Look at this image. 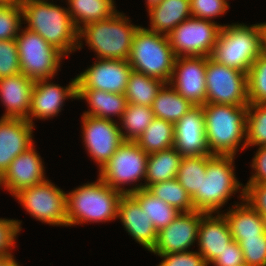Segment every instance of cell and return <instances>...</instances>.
Masks as SVG:
<instances>
[{"label": "cell", "mask_w": 266, "mask_h": 266, "mask_svg": "<svg viewBox=\"0 0 266 266\" xmlns=\"http://www.w3.org/2000/svg\"><path fill=\"white\" fill-rule=\"evenodd\" d=\"M26 29L38 33L66 57L78 50V30L68 8L50 1L21 0ZM26 22V23H25Z\"/></svg>", "instance_id": "1"}, {"label": "cell", "mask_w": 266, "mask_h": 266, "mask_svg": "<svg viewBox=\"0 0 266 266\" xmlns=\"http://www.w3.org/2000/svg\"><path fill=\"white\" fill-rule=\"evenodd\" d=\"M202 108L210 154L235 156L239 149L243 151L247 148L246 116L248 106L205 103Z\"/></svg>", "instance_id": "2"}, {"label": "cell", "mask_w": 266, "mask_h": 266, "mask_svg": "<svg viewBox=\"0 0 266 266\" xmlns=\"http://www.w3.org/2000/svg\"><path fill=\"white\" fill-rule=\"evenodd\" d=\"M122 193L108 186L99 176L66 193L67 227L117 219Z\"/></svg>", "instance_id": "3"}, {"label": "cell", "mask_w": 266, "mask_h": 266, "mask_svg": "<svg viewBox=\"0 0 266 266\" xmlns=\"http://www.w3.org/2000/svg\"><path fill=\"white\" fill-rule=\"evenodd\" d=\"M140 26L131 23L129 17L117 11L111 17L92 22L78 32V50L85 40L88 49L96 53L97 59H119L128 61L134 35ZM82 38V39H81Z\"/></svg>", "instance_id": "4"}, {"label": "cell", "mask_w": 266, "mask_h": 266, "mask_svg": "<svg viewBox=\"0 0 266 266\" xmlns=\"http://www.w3.org/2000/svg\"><path fill=\"white\" fill-rule=\"evenodd\" d=\"M223 25L210 57L229 68L248 73L262 53L261 23Z\"/></svg>", "instance_id": "5"}, {"label": "cell", "mask_w": 266, "mask_h": 266, "mask_svg": "<svg viewBox=\"0 0 266 266\" xmlns=\"http://www.w3.org/2000/svg\"><path fill=\"white\" fill-rule=\"evenodd\" d=\"M233 155H213L206 164L202 177L201 193L192 201L195 210L204 213H220L225 203L236 192L244 200V185L236 177ZM240 187L241 190H240Z\"/></svg>", "instance_id": "6"}, {"label": "cell", "mask_w": 266, "mask_h": 266, "mask_svg": "<svg viewBox=\"0 0 266 266\" xmlns=\"http://www.w3.org/2000/svg\"><path fill=\"white\" fill-rule=\"evenodd\" d=\"M175 59L167 35L149 31L142 26L137 29L128 59L133 71L168 83Z\"/></svg>", "instance_id": "7"}, {"label": "cell", "mask_w": 266, "mask_h": 266, "mask_svg": "<svg viewBox=\"0 0 266 266\" xmlns=\"http://www.w3.org/2000/svg\"><path fill=\"white\" fill-rule=\"evenodd\" d=\"M148 155L135 141H123L108 162L98 171V176L108 186L123 195L136 192L143 189V183L140 181L145 182ZM129 184H132V187L125 189L124 185Z\"/></svg>", "instance_id": "8"}, {"label": "cell", "mask_w": 266, "mask_h": 266, "mask_svg": "<svg viewBox=\"0 0 266 266\" xmlns=\"http://www.w3.org/2000/svg\"><path fill=\"white\" fill-rule=\"evenodd\" d=\"M23 28L16 37L21 73L34 81L53 79L65 55L38 33Z\"/></svg>", "instance_id": "9"}, {"label": "cell", "mask_w": 266, "mask_h": 266, "mask_svg": "<svg viewBox=\"0 0 266 266\" xmlns=\"http://www.w3.org/2000/svg\"><path fill=\"white\" fill-rule=\"evenodd\" d=\"M13 197L34 219L53 226H67L66 193L49 179L24 188Z\"/></svg>", "instance_id": "10"}, {"label": "cell", "mask_w": 266, "mask_h": 266, "mask_svg": "<svg viewBox=\"0 0 266 266\" xmlns=\"http://www.w3.org/2000/svg\"><path fill=\"white\" fill-rule=\"evenodd\" d=\"M222 26L215 21L191 16L177 25L167 37L176 57H210Z\"/></svg>", "instance_id": "11"}, {"label": "cell", "mask_w": 266, "mask_h": 266, "mask_svg": "<svg viewBox=\"0 0 266 266\" xmlns=\"http://www.w3.org/2000/svg\"><path fill=\"white\" fill-rule=\"evenodd\" d=\"M206 103L248 106L247 73L209 57L206 60Z\"/></svg>", "instance_id": "12"}, {"label": "cell", "mask_w": 266, "mask_h": 266, "mask_svg": "<svg viewBox=\"0 0 266 266\" xmlns=\"http://www.w3.org/2000/svg\"><path fill=\"white\" fill-rule=\"evenodd\" d=\"M81 116V133L85 149L100 170L124 141L119 124L116 120L84 114Z\"/></svg>", "instance_id": "13"}, {"label": "cell", "mask_w": 266, "mask_h": 266, "mask_svg": "<svg viewBox=\"0 0 266 266\" xmlns=\"http://www.w3.org/2000/svg\"><path fill=\"white\" fill-rule=\"evenodd\" d=\"M90 67L78 74L77 89H97L124 94L132 67L125 60L96 59Z\"/></svg>", "instance_id": "14"}, {"label": "cell", "mask_w": 266, "mask_h": 266, "mask_svg": "<svg viewBox=\"0 0 266 266\" xmlns=\"http://www.w3.org/2000/svg\"><path fill=\"white\" fill-rule=\"evenodd\" d=\"M205 56L176 57L169 84L195 106L206 103Z\"/></svg>", "instance_id": "15"}, {"label": "cell", "mask_w": 266, "mask_h": 266, "mask_svg": "<svg viewBox=\"0 0 266 266\" xmlns=\"http://www.w3.org/2000/svg\"><path fill=\"white\" fill-rule=\"evenodd\" d=\"M204 212H180L167 227L157 232V242L151 253L168 254L190 251L197 242L200 220Z\"/></svg>", "instance_id": "16"}, {"label": "cell", "mask_w": 266, "mask_h": 266, "mask_svg": "<svg viewBox=\"0 0 266 266\" xmlns=\"http://www.w3.org/2000/svg\"><path fill=\"white\" fill-rule=\"evenodd\" d=\"M77 99V77L71 79L66 87L53 83L49 79L37 80L32 91L31 106L27 121L34 125L33 120H48L57 117L66 99ZM35 118V119H34Z\"/></svg>", "instance_id": "17"}, {"label": "cell", "mask_w": 266, "mask_h": 266, "mask_svg": "<svg viewBox=\"0 0 266 266\" xmlns=\"http://www.w3.org/2000/svg\"><path fill=\"white\" fill-rule=\"evenodd\" d=\"M33 145L27 151L15 157L8 170L0 178V187H4L12 196L20 190L46 181L44 163Z\"/></svg>", "instance_id": "18"}, {"label": "cell", "mask_w": 266, "mask_h": 266, "mask_svg": "<svg viewBox=\"0 0 266 266\" xmlns=\"http://www.w3.org/2000/svg\"><path fill=\"white\" fill-rule=\"evenodd\" d=\"M174 148L184 156L211 155L202 106H195L174 124Z\"/></svg>", "instance_id": "19"}, {"label": "cell", "mask_w": 266, "mask_h": 266, "mask_svg": "<svg viewBox=\"0 0 266 266\" xmlns=\"http://www.w3.org/2000/svg\"><path fill=\"white\" fill-rule=\"evenodd\" d=\"M34 127L25 119L0 118V178L15 157L35 145Z\"/></svg>", "instance_id": "20"}, {"label": "cell", "mask_w": 266, "mask_h": 266, "mask_svg": "<svg viewBox=\"0 0 266 266\" xmlns=\"http://www.w3.org/2000/svg\"><path fill=\"white\" fill-rule=\"evenodd\" d=\"M117 219L135 242L151 252L157 242V231L150 217L130 195L124 194L118 205Z\"/></svg>", "instance_id": "21"}, {"label": "cell", "mask_w": 266, "mask_h": 266, "mask_svg": "<svg viewBox=\"0 0 266 266\" xmlns=\"http://www.w3.org/2000/svg\"><path fill=\"white\" fill-rule=\"evenodd\" d=\"M34 83L23 73L0 79V100L6 110L2 118L27 119Z\"/></svg>", "instance_id": "22"}, {"label": "cell", "mask_w": 266, "mask_h": 266, "mask_svg": "<svg viewBox=\"0 0 266 266\" xmlns=\"http://www.w3.org/2000/svg\"><path fill=\"white\" fill-rule=\"evenodd\" d=\"M204 213L198 231V252L211 264L232 240L228 223L223 213Z\"/></svg>", "instance_id": "23"}, {"label": "cell", "mask_w": 266, "mask_h": 266, "mask_svg": "<svg viewBox=\"0 0 266 266\" xmlns=\"http://www.w3.org/2000/svg\"><path fill=\"white\" fill-rule=\"evenodd\" d=\"M228 223L232 239L238 243L244 238L262 237L266 233V219L245 200L234 203L223 214Z\"/></svg>", "instance_id": "24"}, {"label": "cell", "mask_w": 266, "mask_h": 266, "mask_svg": "<svg viewBox=\"0 0 266 266\" xmlns=\"http://www.w3.org/2000/svg\"><path fill=\"white\" fill-rule=\"evenodd\" d=\"M77 99L86 100L90 107L84 115L110 120H114V116L120 120L128 105L124 94L97 89H77Z\"/></svg>", "instance_id": "25"}, {"label": "cell", "mask_w": 266, "mask_h": 266, "mask_svg": "<svg viewBox=\"0 0 266 266\" xmlns=\"http://www.w3.org/2000/svg\"><path fill=\"white\" fill-rule=\"evenodd\" d=\"M147 12L150 17V27L147 29L168 35L177 25L191 17L190 0H162Z\"/></svg>", "instance_id": "26"}, {"label": "cell", "mask_w": 266, "mask_h": 266, "mask_svg": "<svg viewBox=\"0 0 266 266\" xmlns=\"http://www.w3.org/2000/svg\"><path fill=\"white\" fill-rule=\"evenodd\" d=\"M183 156L174 148L150 153L143 188L176 178Z\"/></svg>", "instance_id": "27"}, {"label": "cell", "mask_w": 266, "mask_h": 266, "mask_svg": "<svg viewBox=\"0 0 266 266\" xmlns=\"http://www.w3.org/2000/svg\"><path fill=\"white\" fill-rule=\"evenodd\" d=\"M66 2L78 31L89 23L105 20L117 12L114 0H67Z\"/></svg>", "instance_id": "28"}, {"label": "cell", "mask_w": 266, "mask_h": 266, "mask_svg": "<svg viewBox=\"0 0 266 266\" xmlns=\"http://www.w3.org/2000/svg\"><path fill=\"white\" fill-rule=\"evenodd\" d=\"M194 107L195 105L181 96L169 83L163 85L151 105L155 118L173 124Z\"/></svg>", "instance_id": "29"}, {"label": "cell", "mask_w": 266, "mask_h": 266, "mask_svg": "<svg viewBox=\"0 0 266 266\" xmlns=\"http://www.w3.org/2000/svg\"><path fill=\"white\" fill-rule=\"evenodd\" d=\"M130 195L150 217L157 232L172 223L180 213L175 207H172L163 200L155 197L145 188L133 192Z\"/></svg>", "instance_id": "30"}, {"label": "cell", "mask_w": 266, "mask_h": 266, "mask_svg": "<svg viewBox=\"0 0 266 266\" xmlns=\"http://www.w3.org/2000/svg\"><path fill=\"white\" fill-rule=\"evenodd\" d=\"M135 142L148 154L172 148L174 147V124L154 118Z\"/></svg>", "instance_id": "31"}, {"label": "cell", "mask_w": 266, "mask_h": 266, "mask_svg": "<svg viewBox=\"0 0 266 266\" xmlns=\"http://www.w3.org/2000/svg\"><path fill=\"white\" fill-rule=\"evenodd\" d=\"M164 84L162 80L132 70L124 95L129 104L151 107Z\"/></svg>", "instance_id": "32"}, {"label": "cell", "mask_w": 266, "mask_h": 266, "mask_svg": "<svg viewBox=\"0 0 266 266\" xmlns=\"http://www.w3.org/2000/svg\"><path fill=\"white\" fill-rule=\"evenodd\" d=\"M213 155L184 156L176 179L186 189L193 201L201 193L202 177L206 175V164Z\"/></svg>", "instance_id": "33"}, {"label": "cell", "mask_w": 266, "mask_h": 266, "mask_svg": "<svg viewBox=\"0 0 266 266\" xmlns=\"http://www.w3.org/2000/svg\"><path fill=\"white\" fill-rule=\"evenodd\" d=\"M154 118L151 107L128 103L118 123L124 141L138 139Z\"/></svg>", "instance_id": "34"}, {"label": "cell", "mask_w": 266, "mask_h": 266, "mask_svg": "<svg viewBox=\"0 0 266 266\" xmlns=\"http://www.w3.org/2000/svg\"><path fill=\"white\" fill-rule=\"evenodd\" d=\"M147 190L180 212L195 211L190 195L176 178L150 185Z\"/></svg>", "instance_id": "35"}, {"label": "cell", "mask_w": 266, "mask_h": 266, "mask_svg": "<svg viewBox=\"0 0 266 266\" xmlns=\"http://www.w3.org/2000/svg\"><path fill=\"white\" fill-rule=\"evenodd\" d=\"M246 146H266V103L248 105Z\"/></svg>", "instance_id": "36"}, {"label": "cell", "mask_w": 266, "mask_h": 266, "mask_svg": "<svg viewBox=\"0 0 266 266\" xmlns=\"http://www.w3.org/2000/svg\"><path fill=\"white\" fill-rule=\"evenodd\" d=\"M249 104L266 103V54L261 53L247 73Z\"/></svg>", "instance_id": "37"}, {"label": "cell", "mask_w": 266, "mask_h": 266, "mask_svg": "<svg viewBox=\"0 0 266 266\" xmlns=\"http://www.w3.org/2000/svg\"><path fill=\"white\" fill-rule=\"evenodd\" d=\"M21 3L0 6V40L16 39L23 24Z\"/></svg>", "instance_id": "38"}, {"label": "cell", "mask_w": 266, "mask_h": 266, "mask_svg": "<svg viewBox=\"0 0 266 266\" xmlns=\"http://www.w3.org/2000/svg\"><path fill=\"white\" fill-rule=\"evenodd\" d=\"M21 73L16 39L0 40V79Z\"/></svg>", "instance_id": "39"}, {"label": "cell", "mask_w": 266, "mask_h": 266, "mask_svg": "<svg viewBox=\"0 0 266 266\" xmlns=\"http://www.w3.org/2000/svg\"><path fill=\"white\" fill-rule=\"evenodd\" d=\"M248 266H266V233L262 237L244 238L239 242Z\"/></svg>", "instance_id": "40"}, {"label": "cell", "mask_w": 266, "mask_h": 266, "mask_svg": "<svg viewBox=\"0 0 266 266\" xmlns=\"http://www.w3.org/2000/svg\"><path fill=\"white\" fill-rule=\"evenodd\" d=\"M229 5L227 0H190V13L192 17L214 21L227 13Z\"/></svg>", "instance_id": "41"}, {"label": "cell", "mask_w": 266, "mask_h": 266, "mask_svg": "<svg viewBox=\"0 0 266 266\" xmlns=\"http://www.w3.org/2000/svg\"><path fill=\"white\" fill-rule=\"evenodd\" d=\"M22 221L0 218V257L12 254Z\"/></svg>", "instance_id": "42"}, {"label": "cell", "mask_w": 266, "mask_h": 266, "mask_svg": "<svg viewBox=\"0 0 266 266\" xmlns=\"http://www.w3.org/2000/svg\"><path fill=\"white\" fill-rule=\"evenodd\" d=\"M154 255L163 259L157 266H209L198 251Z\"/></svg>", "instance_id": "43"}, {"label": "cell", "mask_w": 266, "mask_h": 266, "mask_svg": "<svg viewBox=\"0 0 266 266\" xmlns=\"http://www.w3.org/2000/svg\"><path fill=\"white\" fill-rule=\"evenodd\" d=\"M244 200L266 219V183L244 185Z\"/></svg>", "instance_id": "44"}, {"label": "cell", "mask_w": 266, "mask_h": 266, "mask_svg": "<svg viewBox=\"0 0 266 266\" xmlns=\"http://www.w3.org/2000/svg\"><path fill=\"white\" fill-rule=\"evenodd\" d=\"M211 264L212 266H240L245 264L239 243L232 239Z\"/></svg>", "instance_id": "45"}, {"label": "cell", "mask_w": 266, "mask_h": 266, "mask_svg": "<svg viewBox=\"0 0 266 266\" xmlns=\"http://www.w3.org/2000/svg\"><path fill=\"white\" fill-rule=\"evenodd\" d=\"M251 163L254 173L246 184L266 183V146H258Z\"/></svg>", "instance_id": "46"}, {"label": "cell", "mask_w": 266, "mask_h": 266, "mask_svg": "<svg viewBox=\"0 0 266 266\" xmlns=\"http://www.w3.org/2000/svg\"><path fill=\"white\" fill-rule=\"evenodd\" d=\"M0 266H21L19 263L14 259L13 254H9L7 256L0 257Z\"/></svg>", "instance_id": "47"}, {"label": "cell", "mask_w": 266, "mask_h": 266, "mask_svg": "<svg viewBox=\"0 0 266 266\" xmlns=\"http://www.w3.org/2000/svg\"><path fill=\"white\" fill-rule=\"evenodd\" d=\"M262 30V52L266 54V22H261Z\"/></svg>", "instance_id": "48"}, {"label": "cell", "mask_w": 266, "mask_h": 266, "mask_svg": "<svg viewBox=\"0 0 266 266\" xmlns=\"http://www.w3.org/2000/svg\"><path fill=\"white\" fill-rule=\"evenodd\" d=\"M21 0H0V6L20 4Z\"/></svg>", "instance_id": "49"}, {"label": "cell", "mask_w": 266, "mask_h": 266, "mask_svg": "<svg viewBox=\"0 0 266 266\" xmlns=\"http://www.w3.org/2000/svg\"><path fill=\"white\" fill-rule=\"evenodd\" d=\"M162 0H145L147 11L159 4Z\"/></svg>", "instance_id": "50"}, {"label": "cell", "mask_w": 266, "mask_h": 266, "mask_svg": "<svg viewBox=\"0 0 266 266\" xmlns=\"http://www.w3.org/2000/svg\"><path fill=\"white\" fill-rule=\"evenodd\" d=\"M32 1H49V0H32Z\"/></svg>", "instance_id": "51"}]
</instances>
